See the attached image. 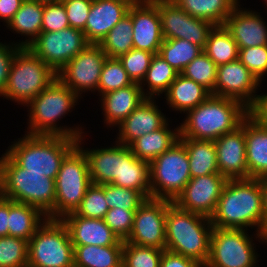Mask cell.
I'll return each mask as SVG.
<instances>
[{
	"instance_id": "6da1fadb",
	"label": "cell",
	"mask_w": 267,
	"mask_h": 267,
	"mask_svg": "<svg viewBox=\"0 0 267 267\" xmlns=\"http://www.w3.org/2000/svg\"><path fill=\"white\" fill-rule=\"evenodd\" d=\"M210 221L213 227L223 229H248L256 226V238H260L261 242L266 240L267 243L260 180L228 179Z\"/></svg>"
},
{
	"instance_id": "7a4b0ae2",
	"label": "cell",
	"mask_w": 267,
	"mask_h": 267,
	"mask_svg": "<svg viewBox=\"0 0 267 267\" xmlns=\"http://www.w3.org/2000/svg\"><path fill=\"white\" fill-rule=\"evenodd\" d=\"M186 114L179 126L180 138L214 141L239 127L248 116V107L239 100L211 94Z\"/></svg>"
},
{
	"instance_id": "3957f363",
	"label": "cell",
	"mask_w": 267,
	"mask_h": 267,
	"mask_svg": "<svg viewBox=\"0 0 267 267\" xmlns=\"http://www.w3.org/2000/svg\"><path fill=\"white\" fill-rule=\"evenodd\" d=\"M213 226L210 218L180 208L174 202L166 213V250L205 266L210 254Z\"/></svg>"
},
{
	"instance_id": "277c9868",
	"label": "cell",
	"mask_w": 267,
	"mask_h": 267,
	"mask_svg": "<svg viewBox=\"0 0 267 267\" xmlns=\"http://www.w3.org/2000/svg\"><path fill=\"white\" fill-rule=\"evenodd\" d=\"M78 98L76 93L56 77L46 89L27 104L30 107L27 134L79 139L84 133L79 126L74 129L67 126L58 127L56 124L59 119L71 112L70 109L77 104Z\"/></svg>"
},
{
	"instance_id": "5b68a950",
	"label": "cell",
	"mask_w": 267,
	"mask_h": 267,
	"mask_svg": "<svg viewBox=\"0 0 267 267\" xmlns=\"http://www.w3.org/2000/svg\"><path fill=\"white\" fill-rule=\"evenodd\" d=\"M0 195L36 207L48 218L55 205V179L26 172L4 153L0 158Z\"/></svg>"
},
{
	"instance_id": "8992f818",
	"label": "cell",
	"mask_w": 267,
	"mask_h": 267,
	"mask_svg": "<svg viewBox=\"0 0 267 267\" xmlns=\"http://www.w3.org/2000/svg\"><path fill=\"white\" fill-rule=\"evenodd\" d=\"M77 142L78 139L62 136L25 134L6 153L26 172L43 173L56 179L62 161Z\"/></svg>"
},
{
	"instance_id": "52a82bcc",
	"label": "cell",
	"mask_w": 267,
	"mask_h": 267,
	"mask_svg": "<svg viewBox=\"0 0 267 267\" xmlns=\"http://www.w3.org/2000/svg\"><path fill=\"white\" fill-rule=\"evenodd\" d=\"M82 140L83 136L61 163L55 179V205L47 219L62 220L66 215L75 213L92 184L87 157L80 145Z\"/></svg>"
},
{
	"instance_id": "ba28073f",
	"label": "cell",
	"mask_w": 267,
	"mask_h": 267,
	"mask_svg": "<svg viewBox=\"0 0 267 267\" xmlns=\"http://www.w3.org/2000/svg\"><path fill=\"white\" fill-rule=\"evenodd\" d=\"M57 74L28 47H22L11 63L3 97L25 106L46 89Z\"/></svg>"
},
{
	"instance_id": "9c48e42d",
	"label": "cell",
	"mask_w": 267,
	"mask_h": 267,
	"mask_svg": "<svg viewBox=\"0 0 267 267\" xmlns=\"http://www.w3.org/2000/svg\"><path fill=\"white\" fill-rule=\"evenodd\" d=\"M73 254L67 226L46 219L28 242V267H74Z\"/></svg>"
},
{
	"instance_id": "30bf717a",
	"label": "cell",
	"mask_w": 267,
	"mask_h": 267,
	"mask_svg": "<svg viewBox=\"0 0 267 267\" xmlns=\"http://www.w3.org/2000/svg\"><path fill=\"white\" fill-rule=\"evenodd\" d=\"M151 198L174 202L190 181L189 159L179 140L149 163Z\"/></svg>"
},
{
	"instance_id": "8fae6325",
	"label": "cell",
	"mask_w": 267,
	"mask_h": 267,
	"mask_svg": "<svg viewBox=\"0 0 267 267\" xmlns=\"http://www.w3.org/2000/svg\"><path fill=\"white\" fill-rule=\"evenodd\" d=\"M246 231L213 227L205 267H256L255 243Z\"/></svg>"
},
{
	"instance_id": "7c38bea8",
	"label": "cell",
	"mask_w": 267,
	"mask_h": 267,
	"mask_svg": "<svg viewBox=\"0 0 267 267\" xmlns=\"http://www.w3.org/2000/svg\"><path fill=\"white\" fill-rule=\"evenodd\" d=\"M88 44L83 30L69 26L60 31L41 32L28 48L57 74Z\"/></svg>"
},
{
	"instance_id": "4fadbf2b",
	"label": "cell",
	"mask_w": 267,
	"mask_h": 267,
	"mask_svg": "<svg viewBox=\"0 0 267 267\" xmlns=\"http://www.w3.org/2000/svg\"><path fill=\"white\" fill-rule=\"evenodd\" d=\"M171 202L146 199L135 211L133 227L126 242L166 250V213Z\"/></svg>"
},
{
	"instance_id": "5bb4252c",
	"label": "cell",
	"mask_w": 267,
	"mask_h": 267,
	"mask_svg": "<svg viewBox=\"0 0 267 267\" xmlns=\"http://www.w3.org/2000/svg\"><path fill=\"white\" fill-rule=\"evenodd\" d=\"M164 39H186L204 49L209 32L215 25L193 17L172 0H155Z\"/></svg>"
},
{
	"instance_id": "9a60e30c",
	"label": "cell",
	"mask_w": 267,
	"mask_h": 267,
	"mask_svg": "<svg viewBox=\"0 0 267 267\" xmlns=\"http://www.w3.org/2000/svg\"><path fill=\"white\" fill-rule=\"evenodd\" d=\"M106 58L98 44H88L57 73V77L78 96L87 90L96 91Z\"/></svg>"
},
{
	"instance_id": "2e32d148",
	"label": "cell",
	"mask_w": 267,
	"mask_h": 267,
	"mask_svg": "<svg viewBox=\"0 0 267 267\" xmlns=\"http://www.w3.org/2000/svg\"><path fill=\"white\" fill-rule=\"evenodd\" d=\"M227 181L220 173L191 178L174 203L184 210L210 218Z\"/></svg>"
},
{
	"instance_id": "e0dca14e",
	"label": "cell",
	"mask_w": 267,
	"mask_h": 267,
	"mask_svg": "<svg viewBox=\"0 0 267 267\" xmlns=\"http://www.w3.org/2000/svg\"><path fill=\"white\" fill-rule=\"evenodd\" d=\"M259 82L237 59L217 66L215 96L239 100L249 108L257 97L254 93L260 85Z\"/></svg>"
},
{
	"instance_id": "ac0fdd59",
	"label": "cell",
	"mask_w": 267,
	"mask_h": 267,
	"mask_svg": "<svg viewBox=\"0 0 267 267\" xmlns=\"http://www.w3.org/2000/svg\"><path fill=\"white\" fill-rule=\"evenodd\" d=\"M219 173L227 179H248L245 119L235 130L214 140Z\"/></svg>"
},
{
	"instance_id": "d6986e66",
	"label": "cell",
	"mask_w": 267,
	"mask_h": 267,
	"mask_svg": "<svg viewBox=\"0 0 267 267\" xmlns=\"http://www.w3.org/2000/svg\"><path fill=\"white\" fill-rule=\"evenodd\" d=\"M133 24V48L159 54L164 41L157 3H136L129 8Z\"/></svg>"
},
{
	"instance_id": "ffe728a7",
	"label": "cell",
	"mask_w": 267,
	"mask_h": 267,
	"mask_svg": "<svg viewBox=\"0 0 267 267\" xmlns=\"http://www.w3.org/2000/svg\"><path fill=\"white\" fill-rule=\"evenodd\" d=\"M132 3L128 0H93L85 28L86 41L99 44L126 15Z\"/></svg>"
},
{
	"instance_id": "44dd1931",
	"label": "cell",
	"mask_w": 267,
	"mask_h": 267,
	"mask_svg": "<svg viewBox=\"0 0 267 267\" xmlns=\"http://www.w3.org/2000/svg\"><path fill=\"white\" fill-rule=\"evenodd\" d=\"M153 98H146L117 127L119 133L116 142L129 146L134 140L162 128L168 120L159 110Z\"/></svg>"
},
{
	"instance_id": "7402d4cb",
	"label": "cell",
	"mask_w": 267,
	"mask_h": 267,
	"mask_svg": "<svg viewBox=\"0 0 267 267\" xmlns=\"http://www.w3.org/2000/svg\"><path fill=\"white\" fill-rule=\"evenodd\" d=\"M62 222L68 228L73 245H124V241L118 238L104 219L85 218L71 213Z\"/></svg>"
},
{
	"instance_id": "603a6c76",
	"label": "cell",
	"mask_w": 267,
	"mask_h": 267,
	"mask_svg": "<svg viewBox=\"0 0 267 267\" xmlns=\"http://www.w3.org/2000/svg\"><path fill=\"white\" fill-rule=\"evenodd\" d=\"M93 184H114L122 187L123 144L113 147L84 150Z\"/></svg>"
},
{
	"instance_id": "cb8c5ba5",
	"label": "cell",
	"mask_w": 267,
	"mask_h": 267,
	"mask_svg": "<svg viewBox=\"0 0 267 267\" xmlns=\"http://www.w3.org/2000/svg\"><path fill=\"white\" fill-rule=\"evenodd\" d=\"M258 12L238 6L226 18L224 26L239 49L267 45V25Z\"/></svg>"
},
{
	"instance_id": "d4e9b609",
	"label": "cell",
	"mask_w": 267,
	"mask_h": 267,
	"mask_svg": "<svg viewBox=\"0 0 267 267\" xmlns=\"http://www.w3.org/2000/svg\"><path fill=\"white\" fill-rule=\"evenodd\" d=\"M99 96L109 126L119 125L147 98L138 83Z\"/></svg>"
},
{
	"instance_id": "484cf974",
	"label": "cell",
	"mask_w": 267,
	"mask_h": 267,
	"mask_svg": "<svg viewBox=\"0 0 267 267\" xmlns=\"http://www.w3.org/2000/svg\"><path fill=\"white\" fill-rule=\"evenodd\" d=\"M245 144L249 178L267 177V127L245 118Z\"/></svg>"
},
{
	"instance_id": "4316f807",
	"label": "cell",
	"mask_w": 267,
	"mask_h": 267,
	"mask_svg": "<svg viewBox=\"0 0 267 267\" xmlns=\"http://www.w3.org/2000/svg\"><path fill=\"white\" fill-rule=\"evenodd\" d=\"M179 138V126L171 131L169 123L167 122L162 128L146 133L134 140L129 145V148L137 158L150 163L159 155L170 149L179 141Z\"/></svg>"
},
{
	"instance_id": "83f0119b",
	"label": "cell",
	"mask_w": 267,
	"mask_h": 267,
	"mask_svg": "<svg viewBox=\"0 0 267 267\" xmlns=\"http://www.w3.org/2000/svg\"><path fill=\"white\" fill-rule=\"evenodd\" d=\"M210 95L211 92L203 85L183 76L181 73H179L165 93L167 104L170 105L169 107L180 111V113L192 110Z\"/></svg>"
},
{
	"instance_id": "f1b7e54d",
	"label": "cell",
	"mask_w": 267,
	"mask_h": 267,
	"mask_svg": "<svg viewBox=\"0 0 267 267\" xmlns=\"http://www.w3.org/2000/svg\"><path fill=\"white\" fill-rule=\"evenodd\" d=\"M46 219L47 216L36 207L9 199L8 229L10 236L29 242Z\"/></svg>"
},
{
	"instance_id": "f546056e",
	"label": "cell",
	"mask_w": 267,
	"mask_h": 267,
	"mask_svg": "<svg viewBox=\"0 0 267 267\" xmlns=\"http://www.w3.org/2000/svg\"><path fill=\"white\" fill-rule=\"evenodd\" d=\"M189 15L211 22L215 26L224 25L226 18L240 7L238 0H172Z\"/></svg>"
},
{
	"instance_id": "4dcf8cb0",
	"label": "cell",
	"mask_w": 267,
	"mask_h": 267,
	"mask_svg": "<svg viewBox=\"0 0 267 267\" xmlns=\"http://www.w3.org/2000/svg\"><path fill=\"white\" fill-rule=\"evenodd\" d=\"M43 3L35 0H24L19 10L7 24L8 29L26 35L28 39L18 43L28 47L42 32ZM31 38V39H30Z\"/></svg>"
},
{
	"instance_id": "1f68e13d",
	"label": "cell",
	"mask_w": 267,
	"mask_h": 267,
	"mask_svg": "<svg viewBox=\"0 0 267 267\" xmlns=\"http://www.w3.org/2000/svg\"><path fill=\"white\" fill-rule=\"evenodd\" d=\"M185 145L191 178L219 173L216 147L213 140L179 138Z\"/></svg>"
},
{
	"instance_id": "d6a6232c",
	"label": "cell",
	"mask_w": 267,
	"mask_h": 267,
	"mask_svg": "<svg viewBox=\"0 0 267 267\" xmlns=\"http://www.w3.org/2000/svg\"><path fill=\"white\" fill-rule=\"evenodd\" d=\"M74 267H122L123 245H73Z\"/></svg>"
},
{
	"instance_id": "836d02e7",
	"label": "cell",
	"mask_w": 267,
	"mask_h": 267,
	"mask_svg": "<svg viewBox=\"0 0 267 267\" xmlns=\"http://www.w3.org/2000/svg\"><path fill=\"white\" fill-rule=\"evenodd\" d=\"M122 187L139 191L151 198L149 163L137 158L129 146L123 144Z\"/></svg>"
},
{
	"instance_id": "e575fe53",
	"label": "cell",
	"mask_w": 267,
	"mask_h": 267,
	"mask_svg": "<svg viewBox=\"0 0 267 267\" xmlns=\"http://www.w3.org/2000/svg\"><path fill=\"white\" fill-rule=\"evenodd\" d=\"M203 51L217 66L237 60L239 54L237 43L224 25L213 27Z\"/></svg>"
},
{
	"instance_id": "d590c367",
	"label": "cell",
	"mask_w": 267,
	"mask_h": 267,
	"mask_svg": "<svg viewBox=\"0 0 267 267\" xmlns=\"http://www.w3.org/2000/svg\"><path fill=\"white\" fill-rule=\"evenodd\" d=\"M179 72L176 71L160 54H154L150 67L145 77L139 84L147 98H154L162 93H166L171 83L177 78ZM145 81V82H144ZM147 82V84H146ZM148 85L145 93L143 86Z\"/></svg>"
},
{
	"instance_id": "8d00e7d4",
	"label": "cell",
	"mask_w": 267,
	"mask_h": 267,
	"mask_svg": "<svg viewBox=\"0 0 267 267\" xmlns=\"http://www.w3.org/2000/svg\"><path fill=\"white\" fill-rule=\"evenodd\" d=\"M133 24L129 15L120 20L98 44L108 58H119L133 48Z\"/></svg>"
},
{
	"instance_id": "74e56055",
	"label": "cell",
	"mask_w": 267,
	"mask_h": 267,
	"mask_svg": "<svg viewBox=\"0 0 267 267\" xmlns=\"http://www.w3.org/2000/svg\"><path fill=\"white\" fill-rule=\"evenodd\" d=\"M203 49L186 39H164L159 54L179 73L194 60Z\"/></svg>"
},
{
	"instance_id": "f35d334b",
	"label": "cell",
	"mask_w": 267,
	"mask_h": 267,
	"mask_svg": "<svg viewBox=\"0 0 267 267\" xmlns=\"http://www.w3.org/2000/svg\"><path fill=\"white\" fill-rule=\"evenodd\" d=\"M217 65L202 51L181 72V74L196 83L203 85L212 95H215Z\"/></svg>"
},
{
	"instance_id": "ab89813d",
	"label": "cell",
	"mask_w": 267,
	"mask_h": 267,
	"mask_svg": "<svg viewBox=\"0 0 267 267\" xmlns=\"http://www.w3.org/2000/svg\"><path fill=\"white\" fill-rule=\"evenodd\" d=\"M119 58H106L97 90L100 95L132 85Z\"/></svg>"
},
{
	"instance_id": "60d3db41",
	"label": "cell",
	"mask_w": 267,
	"mask_h": 267,
	"mask_svg": "<svg viewBox=\"0 0 267 267\" xmlns=\"http://www.w3.org/2000/svg\"><path fill=\"white\" fill-rule=\"evenodd\" d=\"M162 249L124 241L122 267H160Z\"/></svg>"
},
{
	"instance_id": "b9f144b4",
	"label": "cell",
	"mask_w": 267,
	"mask_h": 267,
	"mask_svg": "<svg viewBox=\"0 0 267 267\" xmlns=\"http://www.w3.org/2000/svg\"><path fill=\"white\" fill-rule=\"evenodd\" d=\"M0 267H28V241L10 235L0 237Z\"/></svg>"
},
{
	"instance_id": "7bdbcfd3",
	"label": "cell",
	"mask_w": 267,
	"mask_h": 267,
	"mask_svg": "<svg viewBox=\"0 0 267 267\" xmlns=\"http://www.w3.org/2000/svg\"><path fill=\"white\" fill-rule=\"evenodd\" d=\"M106 203L111 208L137 210L146 198L135 189H128L114 184L103 185Z\"/></svg>"
},
{
	"instance_id": "ee69618b",
	"label": "cell",
	"mask_w": 267,
	"mask_h": 267,
	"mask_svg": "<svg viewBox=\"0 0 267 267\" xmlns=\"http://www.w3.org/2000/svg\"><path fill=\"white\" fill-rule=\"evenodd\" d=\"M108 210L103 185L92 183L75 214L85 218L104 219Z\"/></svg>"
},
{
	"instance_id": "f6af8a7d",
	"label": "cell",
	"mask_w": 267,
	"mask_h": 267,
	"mask_svg": "<svg viewBox=\"0 0 267 267\" xmlns=\"http://www.w3.org/2000/svg\"><path fill=\"white\" fill-rule=\"evenodd\" d=\"M153 53L132 48L119 57L124 69L133 83L140 84L146 75Z\"/></svg>"
},
{
	"instance_id": "bcb514c9",
	"label": "cell",
	"mask_w": 267,
	"mask_h": 267,
	"mask_svg": "<svg viewBox=\"0 0 267 267\" xmlns=\"http://www.w3.org/2000/svg\"><path fill=\"white\" fill-rule=\"evenodd\" d=\"M238 60L260 81L267 73V45L239 49Z\"/></svg>"
},
{
	"instance_id": "7dc6e473",
	"label": "cell",
	"mask_w": 267,
	"mask_h": 267,
	"mask_svg": "<svg viewBox=\"0 0 267 267\" xmlns=\"http://www.w3.org/2000/svg\"><path fill=\"white\" fill-rule=\"evenodd\" d=\"M136 210L111 208L107 211L104 221L122 241H126L133 227Z\"/></svg>"
},
{
	"instance_id": "c3c4849f",
	"label": "cell",
	"mask_w": 267,
	"mask_h": 267,
	"mask_svg": "<svg viewBox=\"0 0 267 267\" xmlns=\"http://www.w3.org/2000/svg\"><path fill=\"white\" fill-rule=\"evenodd\" d=\"M69 26L62 1L43 4L42 32L60 31Z\"/></svg>"
},
{
	"instance_id": "681fc988",
	"label": "cell",
	"mask_w": 267,
	"mask_h": 267,
	"mask_svg": "<svg viewBox=\"0 0 267 267\" xmlns=\"http://www.w3.org/2000/svg\"><path fill=\"white\" fill-rule=\"evenodd\" d=\"M64 4L70 27L83 30L93 0H61Z\"/></svg>"
},
{
	"instance_id": "f907efd6",
	"label": "cell",
	"mask_w": 267,
	"mask_h": 267,
	"mask_svg": "<svg viewBox=\"0 0 267 267\" xmlns=\"http://www.w3.org/2000/svg\"><path fill=\"white\" fill-rule=\"evenodd\" d=\"M21 48L22 47L16 43H11V45L0 43V96L4 93L14 56Z\"/></svg>"
},
{
	"instance_id": "816d5d0a",
	"label": "cell",
	"mask_w": 267,
	"mask_h": 267,
	"mask_svg": "<svg viewBox=\"0 0 267 267\" xmlns=\"http://www.w3.org/2000/svg\"><path fill=\"white\" fill-rule=\"evenodd\" d=\"M160 267H205V266L183 255L173 253L168 250H164L160 260Z\"/></svg>"
},
{
	"instance_id": "f5cc1de1",
	"label": "cell",
	"mask_w": 267,
	"mask_h": 267,
	"mask_svg": "<svg viewBox=\"0 0 267 267\" xmlns=\"http://www.w3.org/2000/svg\"><path fill=\"white\" fill-rule=\"evenodd\" d=\"M248 115L259 125L267 127V94L257 95L255 102L248 108Z\"/></svg>"
},
{
	"instance_id": "db71d44e",
	"label": "cell",
	"mask_w": 267,
	"mask_h": 267,
	"mask_svg": "<svg viewBox=\"0 0 267 267\" xmlns=\"http://www.w3.org/2000/svg\"><path fill=\"white\" fill-rule=\"evenodd\" d=\"M24 0H0V19L8 24Z\"/></svg>"
},
{
	"instance_id": "11a10c76",
	"label": "cell",
	"mask_w": 267,
	"mask_h": 267,
	"mask_svg": "<svg viewBox=\"0 0 267 267\" xmlns=\"http://www.w3.org/2000/svg\"><path fill=\"white\" fill-rule=\"evenodd\" d=\"M9 199L0 195V237L9 235Z\"/></svg>"
},
{
	"instance_id": "9f6ffc18",
	"label": "cell",
	"mask_w": 267,
	"mask_h": 267,
	"mask_svg": "<svg viewBox=\"0 0 267 267\" xmlns=\"http://www.w3.org/2000/svg\"><path fill=\"white\" fill-rule=\"evenodd\" d=\"M261 192L263 199V214H264V235L267 236V177L260 178Z\"/></svg>"
},
{
	"instance_id": "6f0895ef",
	"label": "cell",
	"mask_w": 267,
	"mask_h": 267,
	"mask_svg": "<svg viewBox=\"0 0 267 267\" xmlns=\"http://www.w3.org/2000/svg\"><path fill=\"white\" fill-rule=\"evenodd\" d=\"M128 1L131 2L132 4H136V3L154 2L155 0H128Z\"/></svg>"
},
{
	"instance_id": "680465c9",
	"label": "cell",
	"mask_w": 267,
	"mask_h": 267,
	"mask_svg": "<svg viewBox=\"0 0 267 267\" xmlns=\"http://www.w3.org/2000/svg\"><path fill=\"white\" fill-rule=\"evenodd\" d=\"M35 1H38L40 3L45 4V3H55V2H59L61 0H35Z\"/></svg>"
}]
</instances>
